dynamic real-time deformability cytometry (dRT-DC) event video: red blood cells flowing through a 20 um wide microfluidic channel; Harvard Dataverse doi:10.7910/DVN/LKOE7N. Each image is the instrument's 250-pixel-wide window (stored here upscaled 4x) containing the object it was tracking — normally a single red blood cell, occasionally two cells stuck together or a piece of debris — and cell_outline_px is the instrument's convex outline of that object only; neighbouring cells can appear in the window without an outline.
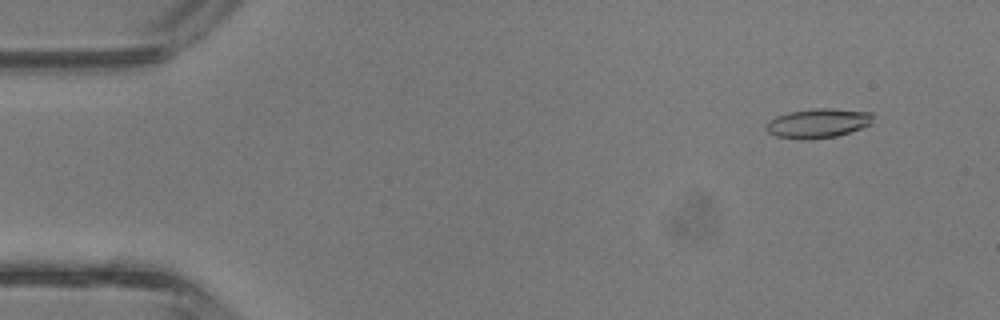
{"species": "common noctule bat (a hibernating species)", "species_latin": "Nyctalus noctula", "temperature_condition": "room temperature", "stored_images_in_passage": 41, "camera_frame_rate_fps": 3000, "um_per_image_px": 0.085, "animal": {"sex": "male", "body_mass_g": 13.3}, "frame": {"image": 1, "passage_image": 2, "time_ms": 0.333, "image_size_px": [1000, 320], "cell_outline_px": [[872, 124], [836, 136], [812, 140], [800, 140], [776, 136], [768, 132], [764, 124], [768, 120], [776, 116], [788, 112], [816, 108], [828, 108], [872, 112]], "centroid_in_image_um": [69.48, 10.48], "position_along_channel_um": 15.5, "area_um2": 18.44}}
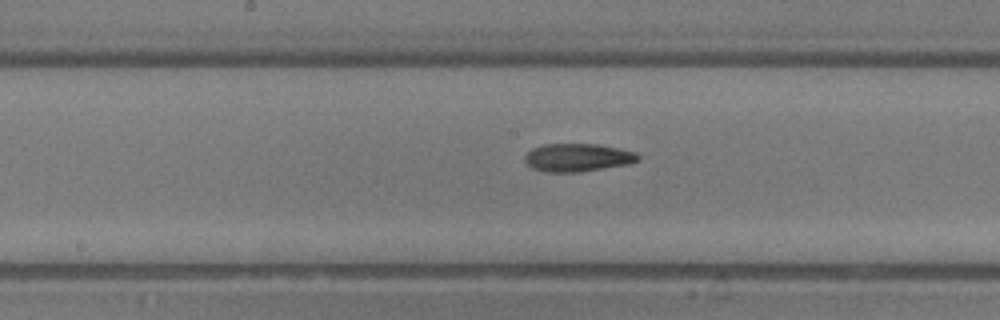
{"frame": {"image": 2, "passage_image": 20, "time_ms": 6.333, "image_size_px": [1000, 320], "cell_outline_px": [[640, 160], [628, 164], [580, 172], [544, 172], [532, 168], [524, 160], [524, 156], [532, 148], [544, 144], [600, 144], [620, 148], [636, 152], [640, 156]], "centroid_in_image_um": [49.11, 13.39], "position_along_channel_um": 199.1, "area_um2": 18.67}}
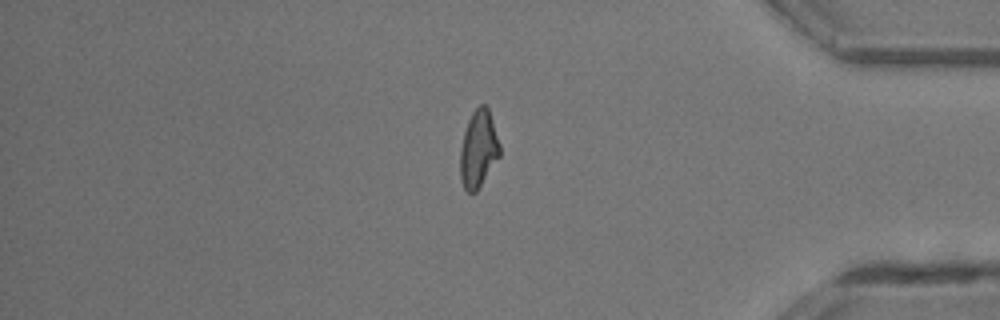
{"frame": {"image": 3, "passage_image": 34, "time_ms": 11.0, "image_size_px": [1000, 320], "cell_outline_px": [[500, 156], [476, 192], [468, 192], [464, 188], [460, 180], [460, 148], [464, 132], [468, 120], [472, 112], [480, 104], [484, 104], [488, 108], [500, 144]], "centroid_in_image_um": [40.66, 12.67], "position_along_channel_um": 394.5, "area_um2": 17.8}, "authors_computed_cell_mechanics": {"area_um2": 18.0914, "velocity_mm_per_s": 4.8456, "shape_relaxation_time_tau1_ms": 5.2467, "shape_relaxation_time_tau2_ms": 4.2446, "deformation_change_tau1": 0.178, "deformation_change_tau2": 0.1394}}